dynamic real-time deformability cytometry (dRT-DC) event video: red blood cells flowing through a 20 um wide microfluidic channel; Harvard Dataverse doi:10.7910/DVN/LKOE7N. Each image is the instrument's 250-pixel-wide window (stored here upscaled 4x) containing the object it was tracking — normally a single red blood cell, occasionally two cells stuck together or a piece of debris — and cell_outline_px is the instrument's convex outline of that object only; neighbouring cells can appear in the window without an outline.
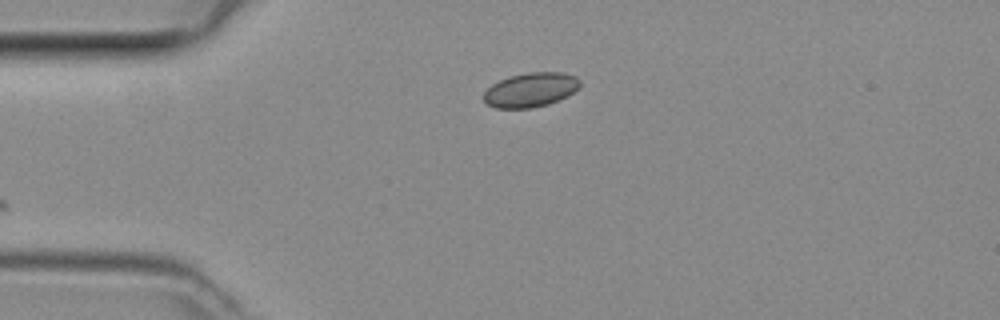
{"species": "common noctule bat (a hibernating species)", "species_latin": "Nyctalus noctula", "temperature_condition": "room temperature", "stored_images_in_passage": 8, "camera_frame_rate_fps": 3000, "um_per_image_px": 0.085, "animal": {"sex": "female", "body_mass_g": 29.2, "forearm_length_mm": 56.3}, "frame": {"image": 1, "passage_image": 1, "time_ms": 0.0, "image_size_px": [1000, 320], "cell_outline_px": [[580, 88], [568, 96], [560, 100], [548, 104], [532, 108], [496, 108], [488, 104], [484, 100], [484, 92], [492, 84], [508, 76], [528, 72], [564, 72], [576, 76], [580, 80]], "centroid_in_image_um": [45.15, 7.63], "position_along_channel_um": 39.9, "area_um2": 19.48}}
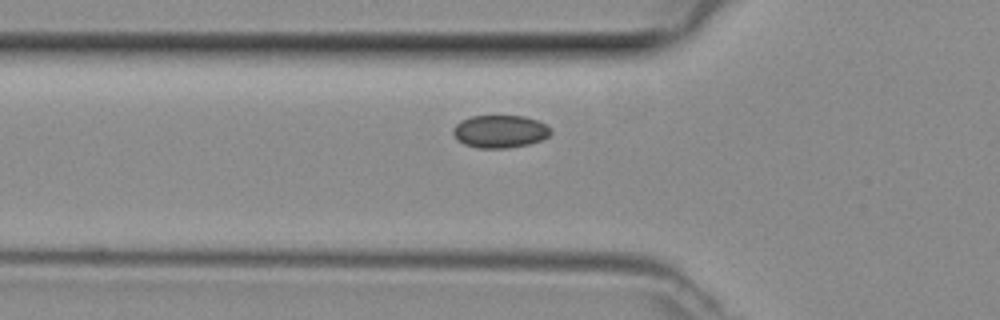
{"frame": {"image": 2, "passage_image": 6, "time_ms": 1.667, "image_size_px": [1000, 320], "cell_outline_px": [[552, 132], [548, 136], [540, 140], [528, 144], [508, 148], [480, 148], [464, 144], [452, 132], [452, 128], [460, 120], [472, 116], [524, 116], [536, 120], [552, 128]], "centroid_in_image_um": [42.5, 11.16], "position_along_channel_um": 83.3, "area_um2": 18.5}}